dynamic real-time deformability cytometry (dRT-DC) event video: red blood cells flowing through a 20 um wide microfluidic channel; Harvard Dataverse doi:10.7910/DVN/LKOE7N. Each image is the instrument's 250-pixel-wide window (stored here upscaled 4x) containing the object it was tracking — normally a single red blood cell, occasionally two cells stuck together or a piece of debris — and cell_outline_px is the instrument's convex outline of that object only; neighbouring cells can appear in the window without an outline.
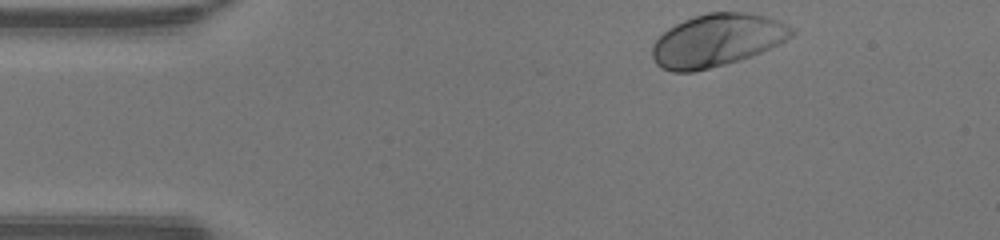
{"species": "human", "species_latin": "Homo sapiens", "temperature_condition": "warm", "stored_images_in_passage": 11, "camera_frame_rate_fps": 3000, "um_per_image_px": 0.085, "donor": {"sex": "male"}, "frame": {"image": 1, "passage_image": 1, "time_ms": 0.0, "image_size_px": [1000, 240], "cell_outline_px": [[796, 32], [792, 36], [760, 52], [724, 64], [692, 72], [672, 72], [660, 68], [656, 64], [652, 56], [652, 44], [668, 28], [684, 20], [708, 12], [748, 12], [768, 16], [792, 28]], "centroid_in_image_um": [60.89, 3.42], "position_along_channel_um": 24.1, "area_um2": 42.19}}
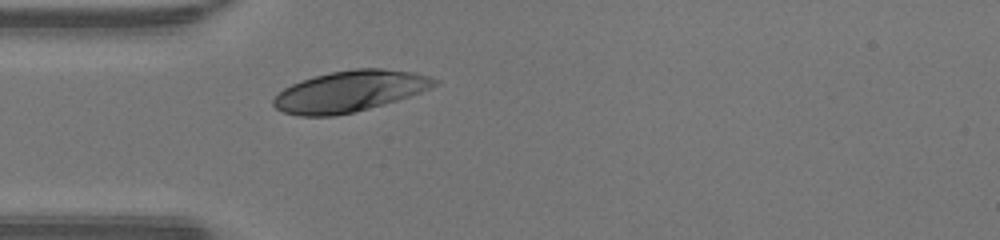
{"frame": {"image": 2, "passage_image": 8, "time_ms": 2.333, "image_size_px": [1000, 240], "cell_outline_px": [[440, 80], [436, 84], [420, 92], [384, 104], [336, 116], [300, 116], [284, 112], [276, 108], [272, 104], [272, 100], [284, 88], [292, 84], [316, 76], [332, 72], [356, 68], [380, 68], [412, 72], [428, 76]], "centroid_in_image_um": [29.71, 7.76], "position_along_channel_um": 55.3, "area_um2": 37.97}}
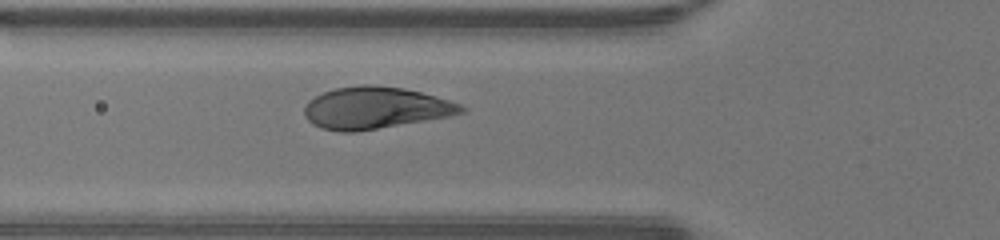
{"frame": {"image": 3, "passage_image": 11, "time_ms": 3.333, "image_size_px": [1000, 240], "cell_outline_px": [[468, 108], [464, 112], [452, 116], [352, 132], [340, 132], [320, 128], [312, 124], [304, 116], [304, 104], [308, 100], [324, 92], [336, 88], [360, 84], [368, 84], [404, 88], [436, 96], [460, 104]], "centroid_in_image_um": [31.89, 9.17], "position_along_channel_um": 93.9, "area_um2": 38.38}}